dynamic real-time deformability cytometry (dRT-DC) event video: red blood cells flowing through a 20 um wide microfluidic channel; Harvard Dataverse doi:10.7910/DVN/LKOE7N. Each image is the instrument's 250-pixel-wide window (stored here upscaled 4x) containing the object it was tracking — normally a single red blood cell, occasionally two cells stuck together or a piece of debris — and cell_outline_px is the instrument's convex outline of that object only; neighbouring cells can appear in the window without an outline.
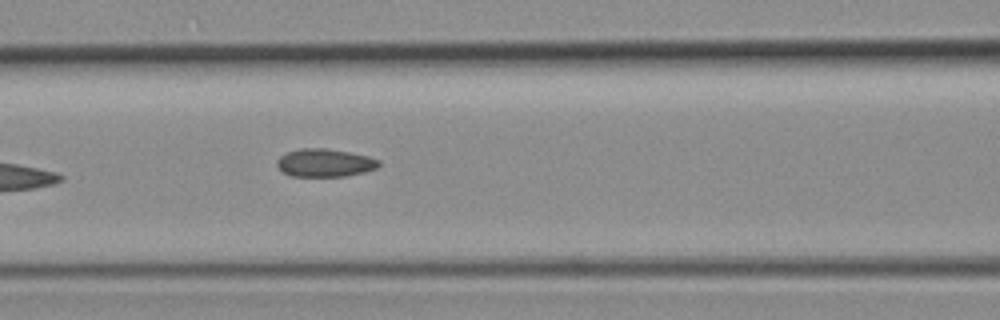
{"species": "common noctule bat (a hibernating species)", "species_latin": "Nyctalus noctula", "temperature_condition": "room temperature", "stored_images_in_passage": 5, "camera_frame_rate_fps": 3000, "um_per_image_px": 0.085, "animal": {"sex": "female", "body_mass_g": 19.3, "forearm_length_mm": 54.1}, "frame": {"image": 1, "passage_image": 5, "time_ms": 4.667, "image_size_px": [1000, 320], "cell_outline_px": [[380, 164], [376, 168], [364, 172], [344, 176], [292, 176], [284, 172], [276, 164], [276, 160], [284, 152], [300, 148], [324, 148], [348, 152], [368, 156], [380, 160]], "centroid_in_image_um": [27.58, 13.83], "position_along_channel_um": 139.0, "area_um2": 16.59}}